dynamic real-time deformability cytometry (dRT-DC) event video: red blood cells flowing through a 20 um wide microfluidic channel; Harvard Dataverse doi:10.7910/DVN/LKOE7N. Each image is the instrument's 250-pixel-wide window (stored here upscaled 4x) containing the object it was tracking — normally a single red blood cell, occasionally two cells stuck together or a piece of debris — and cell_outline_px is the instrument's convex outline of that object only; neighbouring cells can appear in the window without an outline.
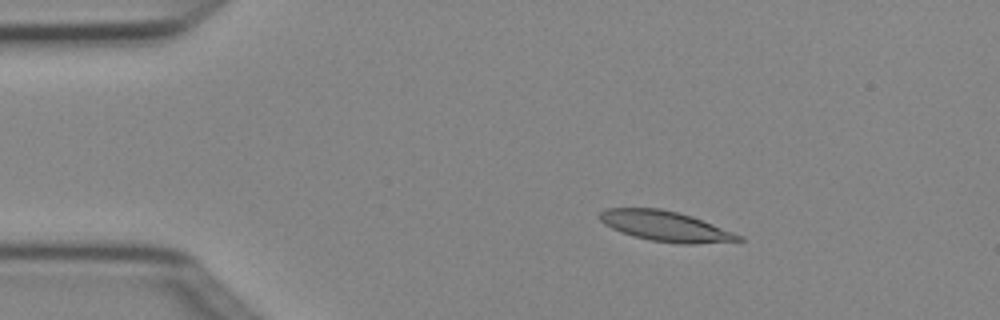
{"species": "Egyptian fruit bat (a non-hibernating species)", "species_latin": "Rousettus aegyptiacus", "temperature_condition": "cold", "stored_images_in_passage": 7, "camera_frame_rate_fps": 3000, "um_per_image_px": 0.085, "animal": {"sex": "female"}, "frame": {"image": 1, "passage_image": 2, "time_ms": 0.333, "image_size_px": [1000, 320], "cell_outline_px": [[744, 240], [696, 244], [680, 244], [648, 240], [620, 232], [604, 224], [596, 216], [604, 208], [660, 208], [692, 216], [744, 236]], "centroid_in_image_um": [56.54, 19.23], "position_along_channel_um": 28.5, "area_um2": 24.57}}
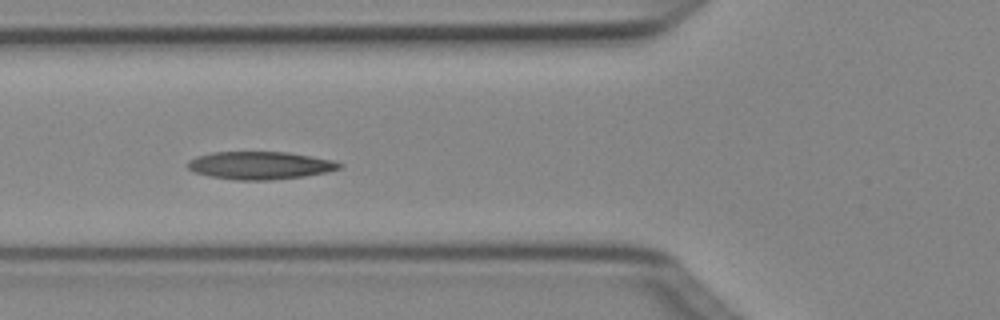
{"frame": {"image": 2, "passage_image": 5, "time_ms": 1.333, "image_size_px": [1000, 320], "cell_outline_px": [[344, 164], [340, 168], [324, 172], [304, 176], [272, 180], [236, 180], [208, 176], [192, 172], [188, 168], [188, 160], [196, 156], [212, 152], [288, 152], [336, 160]], "centroid_in_image_um": [22.09, 14.05], "position_along_channel_um": 103.7, "area_um2": 24.74}}
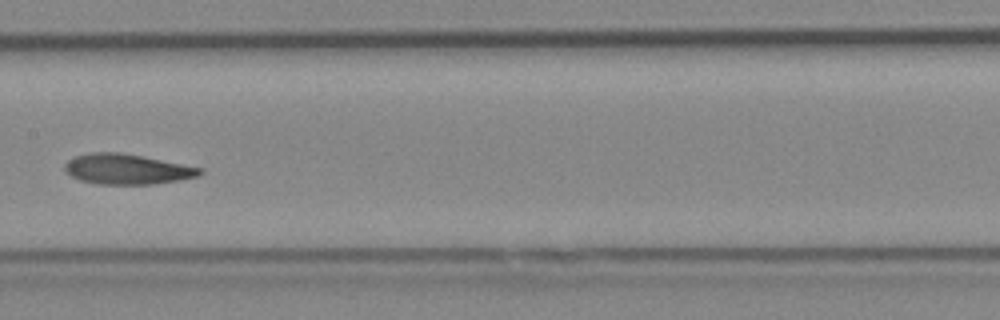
{"frame": {"image": 3, "passage_image": 7, "time_ms": 2.0, "image_size_px": [1000, 320], "cell_outline_px": [[204, 172], [200, 176], [180, 180], [152, 184], [96, 184], [80, 180], [72, 176], [64, 168], [64, 164], [68, 160], [76, 156], [88, 152], [120, 152], [144, 156], [204, 168]], "centroid_in_image_um": [10.84, 14.37], "position_along_channel_um": 196.6, "area_um2": 24.04}}